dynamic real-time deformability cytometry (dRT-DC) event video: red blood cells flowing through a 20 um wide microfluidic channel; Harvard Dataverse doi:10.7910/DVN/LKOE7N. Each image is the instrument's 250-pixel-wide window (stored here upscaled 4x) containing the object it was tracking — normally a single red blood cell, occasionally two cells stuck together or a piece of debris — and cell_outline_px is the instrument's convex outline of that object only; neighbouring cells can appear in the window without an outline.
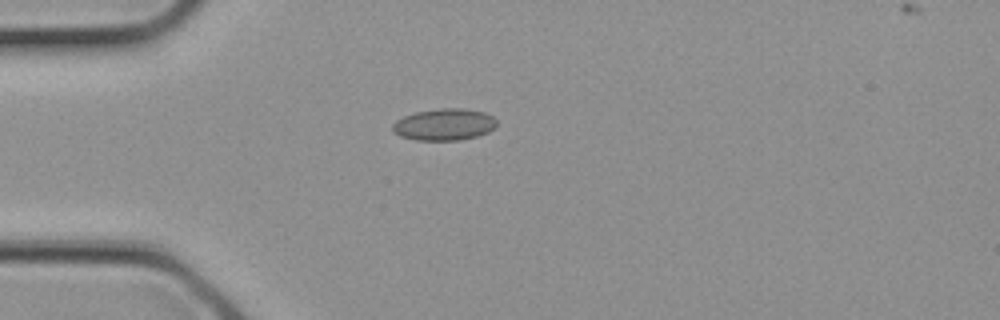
{"species": "common noctule bat (a hibernating species)", "species_latin": "Nyctalus noctula", "temperature_condition": "cold", "stored_images_in_passage": 4, "camera_frame_rate_fps": 3000, "um_per_image_px": 0.085, "animal": {"sex": "female", "body_mass_g": 21.9}, "frame": {"image": 1, "passage_image": 4, "time_ms": 1.0, "image_size_px": [1000, 320], "cell_outline_px": [[496, 124], [488, 132], [476, 136], [460, 140], [416, 140], [400, 136], [392, 132], [392, 124], [396, 120], [404, 116], [416, 112], [440, 108], [464, 108], [484, 112], [492, 116], [496, 120]], "centroid_in_image_um": [37.73, 10.58], "position_along_channel_um": 47.3, "area_um2": 19.25}}